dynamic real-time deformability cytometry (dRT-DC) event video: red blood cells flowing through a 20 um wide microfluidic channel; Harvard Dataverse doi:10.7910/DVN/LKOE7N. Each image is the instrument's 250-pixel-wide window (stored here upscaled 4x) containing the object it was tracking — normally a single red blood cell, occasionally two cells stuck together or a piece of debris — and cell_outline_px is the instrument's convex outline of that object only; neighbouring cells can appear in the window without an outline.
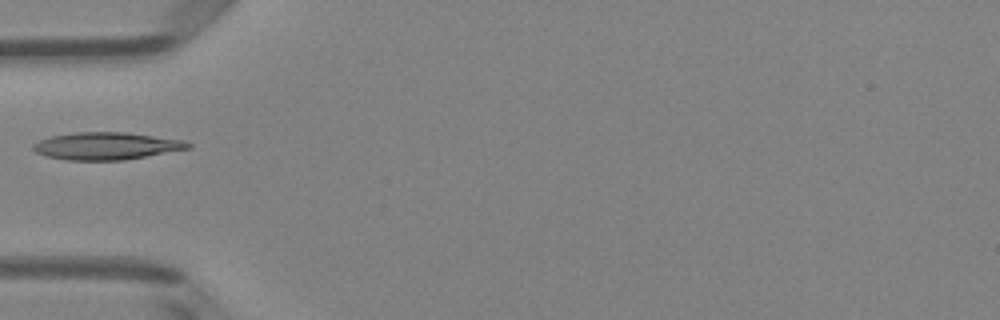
{"species": "Egyptian fruit bat (a non-hibernating species)", "species_latin": "Rousettus aegyptiacus", "temperature_condition": "room temperature", "stored_images_in_passage": 34, "camera_frame_rate_fps": 3000, "um_per_image_px": 0.085, "animal": {"sex": "female"}, "frame": {"image": 1, "passage_image": 1, "time_ms": 0.0, "image_size_px": [1000, 320], "cell_outline_px": [[192, 148], [124, 160], [64, 160], [44, 156], [36, 152], [32, 148], [32, 144], [40, 140], [52, 136], [76, 132], [124, 132], [184, 140], [192, 144]], "centroid_in_image_um": [9.04, 12.41], "position_along_channel_um": 76.0, "area_um2": 24.74}}
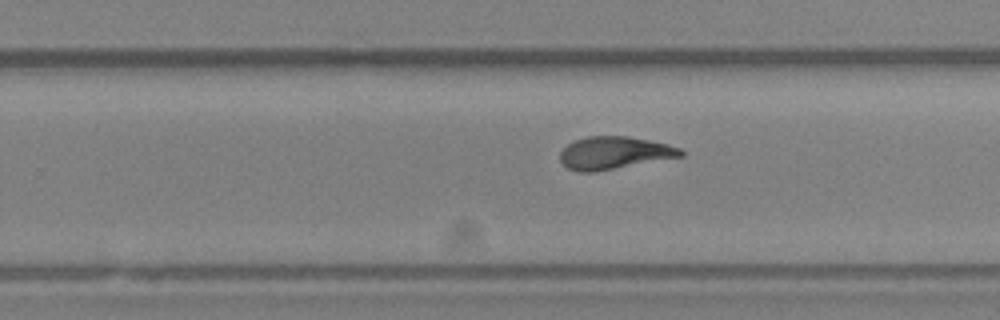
{"frame": {"image": 2, "passage_image": 16, "time_ms": 5.0, "image_size_px": [1000, 320], "cell_outline_px": [[684, 156], [592, 172], [580, 172], [568, 168], [560, 160], [560, 152], [568, 144], [576, 140], [588, 136], [628, 136], [668, 144], [680, 148], [684, 152]], "centroid_in_image_um": [52.22, 12.99], "position_along_channel_um": 277.6, "area_um2": 22.66}}
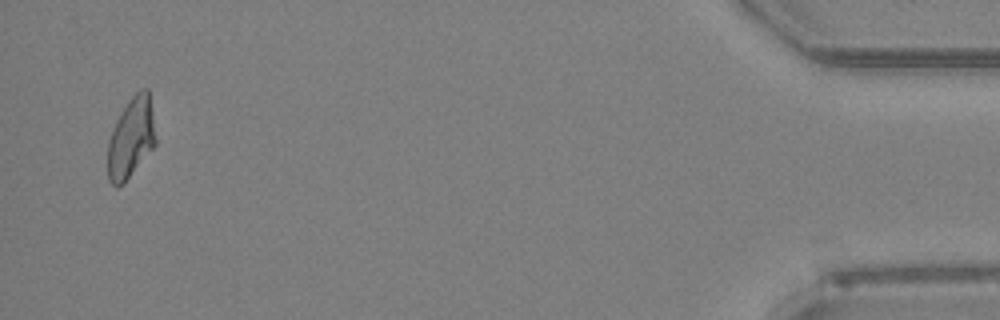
{"frame": {"image": 3, "passage_image": 33, "time_ms": 10.667, "image_size_px": [1000, 320], "cell_outline_px": [[156, 144], [124, 184], [116, 188], [108, 180], [108, 140], [112, 128], [116, 120], [128, 100], [140, 88], [148, 88], [152, 112], [156, 140]], "centroid_in_image_um": [11.13, 11.74], "position_along_channel_um": 424.1, "area_um2": 22.54}}